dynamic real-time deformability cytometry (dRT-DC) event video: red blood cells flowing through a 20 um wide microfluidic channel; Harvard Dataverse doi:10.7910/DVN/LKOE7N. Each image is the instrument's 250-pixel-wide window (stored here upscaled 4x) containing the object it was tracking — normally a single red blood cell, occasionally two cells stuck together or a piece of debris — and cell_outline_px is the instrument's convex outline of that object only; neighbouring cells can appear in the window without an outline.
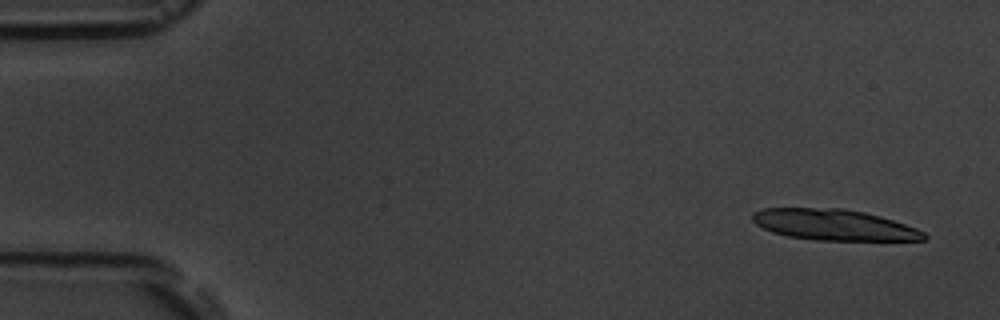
{"species": "common noctule bat (a hibernating species)", "species_latin": "Nyctalus noctula", "temperature_condition": "room temperature", "stored_images_in_passage": 6, "camera_frame_rate_fps": 3000, "um_per_image_px": 0.085, "animal": {"sex": "male", "body_mass_g": 19.5, "forearm_length_mm": 54.6}, "frame": {"image": 1, "passage_image": 1, "time_ms": 0.0, "image_size_px": [1000, 320], "cell_outline_px": [[928, 240], [816, 240], [788, 236], [772, 232], [756, 224], [752, 220], [752, 212], [764, 208], [840, 208], [864, 212], [880, 216], [916, 228], [924, 232], [928, 236]], "centroid_in_image_um": [70.88, 19.11], "position_along_channel_um": 14.1, "area_um2": 30.81}}
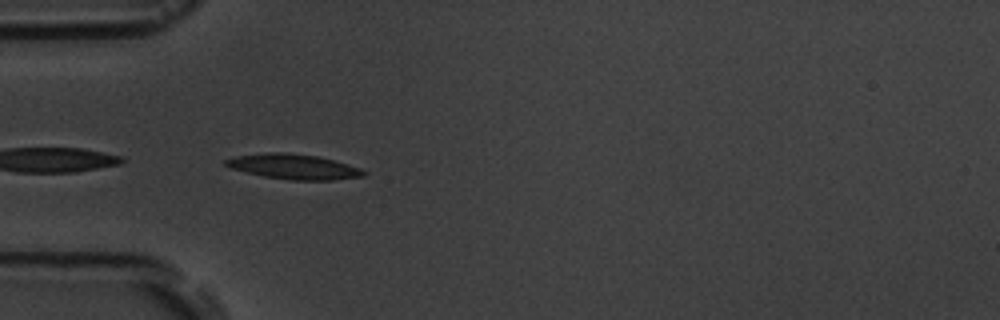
{"frame": {"image": 2, "passage_image": 5, "time_ms": 4.667, "image_size_px": [1000, 320], "cell_outline_px": [[368, 172], [364, 176], [332, 180], [292, 180], [264, 176], [228, 168], [224, 164], [224, 160], [236, 156], [268, 152], [288, 152], [316, 156], [332, 160], [360, 168]], "centroid_in_image_um": [24.93, 14.16], "position_along_channel_um": 60.1, "area_um2": 20.06}}